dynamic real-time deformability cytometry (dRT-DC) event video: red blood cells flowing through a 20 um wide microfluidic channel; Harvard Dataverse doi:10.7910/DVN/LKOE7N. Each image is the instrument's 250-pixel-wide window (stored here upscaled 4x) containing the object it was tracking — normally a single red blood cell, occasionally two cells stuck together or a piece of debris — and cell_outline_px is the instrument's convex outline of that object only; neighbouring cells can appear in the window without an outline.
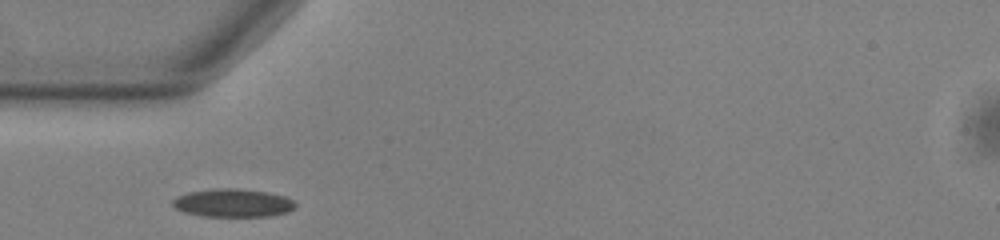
{"species": "common noctule bat (a hibernating species)", "species_latin": "Nyctalus noctula", "temperature_condition": "warm", "stored_images_in_passage": 38, "camera_frame_rate_fps": 3000, "um_per_image_px": 0.085, "animal": {"sex": "male", "body_mass_g": 13.0, "forearm_length_mm": 53.1}, "frame": {"image": 1, "passage_image": 1, "time_ms": 0.0, "image_size_px": [1000, 240], "cell_outline_px": [[296, 208], [288, 212], [272, 216], [204, 216], [184, 212], [176, 208], [172, 204], [172, 200], [176, 196], [188, 192], [212, 188], [236, 188], [268, 192], [284, 196], [292, 200], [296, 204]], "centroid_in_image_um": [19.8, 17.24], "position_along_channel_um": 65.2, "area_um2": 20.29}}
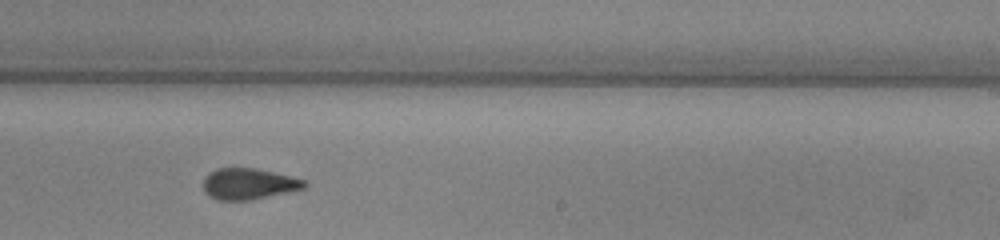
{"frame": {"image": 2, "passage_image": 17, "time_ms": 5.333, "image_size_px": [1000, 240], "cell_outline_px": [[308, 184], [304, 188], [252, 200], [216, 200], [208, 196], [204, 192], [204, 176], [208, 172], [216, 168], [256, 168], [304, 180]], "centroid_in_image_um": [21.07, 15.63], "position_along_channel_um": 267.9, "area_um2": 18.32}}
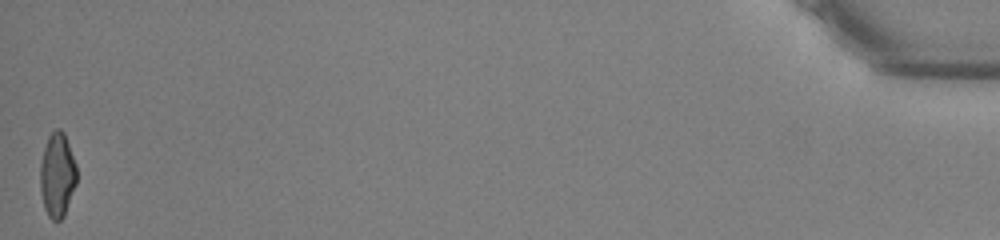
{"frame": {"image": 3, "passage_image": 38, "time_ms": 12.333, "image_size_px": [1000, 240], "cell_outline_px": [[76, 184], [64, 216], [60, 220], [52, 220], [48, 216], [44, 208], [40, 188], [40, 164], [44, 148], [48, 136], [56, 128], [60, 128], [64, 132], [76, 164]], "centroid_in_image_um": [4.86, 14.87], "position_along_channel_um": 430.3, "area_um2": 17.98}, "authors_computed_cell_mechanics": {"area_um2": 18.8428, "velocity_mm_per_s": 3.8062, "shape_relaxation_time_tau1_ms": 3.8477, "shape_relaxation_time_tau2_ms": 1.5894, "deformation_change_tau1": 0.154, "deformation_change_tau2": 0.0947}}